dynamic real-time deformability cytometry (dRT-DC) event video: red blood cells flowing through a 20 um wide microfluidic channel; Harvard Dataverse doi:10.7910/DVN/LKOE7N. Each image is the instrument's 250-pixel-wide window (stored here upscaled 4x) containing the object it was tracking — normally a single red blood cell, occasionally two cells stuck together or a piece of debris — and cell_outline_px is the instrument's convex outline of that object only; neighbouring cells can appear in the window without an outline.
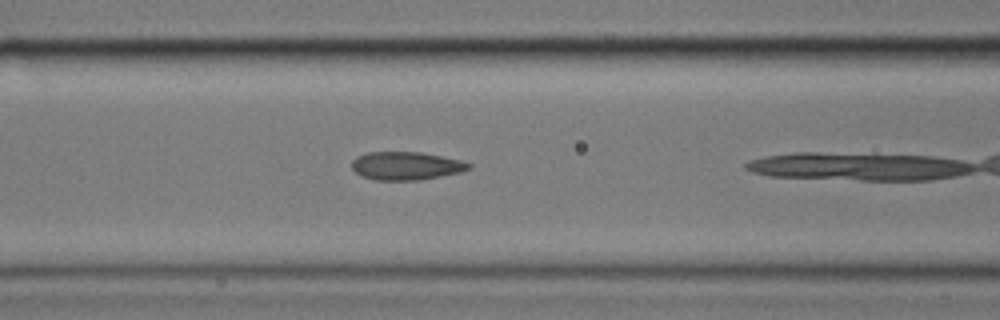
{"species": "common noctule bat (a hibernating species)", "species_latin": "Nyctalus noctula", "temperature_condition": "cold", "stored_images_in_passage": 15, "camera_frame_rate_fps": 3000, "um_per_image_px": 0.085, "animal": {"sex": "male", "body_mass_g": 17.9}, "frame": {"image": 1, "passage_image": 7, "time_ms": 2.0, "image_size_px": [1000, 320], "cell_outline_px": [[472, 168], [460, 172], [416, 180], [376, 180], [360, 176], [352, 168], [352, 160], [356, 156], [368, 152], [420, 152], [460, 160], [472, 164]], "centroid_in_image_um": [34.48, 14.09], "position_along_channel_um": 132.1, "area_um2": 19.07}}
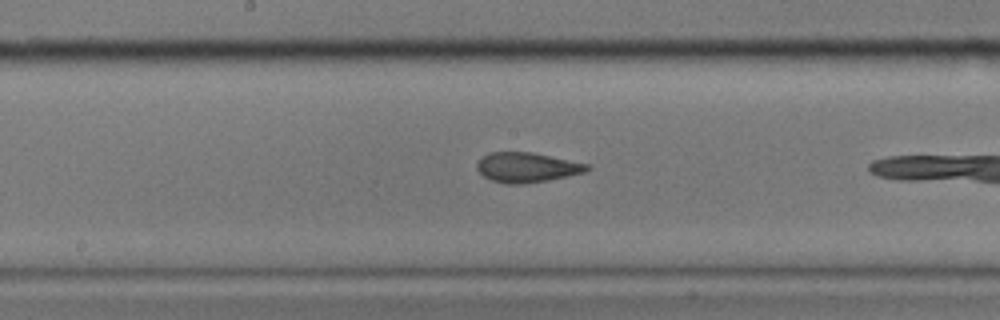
{"frame": {"image": 2, "passage_image": 13, "time_ms": 4.0, "image_size_px": [1000, 320], "cell_outline_px": [[592, 168], [584, 172], [548, 180], [524, 184], [504, 184], [492, 180], [484, 176], [476, 168], [476, 164], [480, 156], [488, 152], [532, 152], [588, 164]], "centroid_in_image_um": [44.74, 14.22], "position_along_channel_um": 203.5, "area_um2": 19.19}}